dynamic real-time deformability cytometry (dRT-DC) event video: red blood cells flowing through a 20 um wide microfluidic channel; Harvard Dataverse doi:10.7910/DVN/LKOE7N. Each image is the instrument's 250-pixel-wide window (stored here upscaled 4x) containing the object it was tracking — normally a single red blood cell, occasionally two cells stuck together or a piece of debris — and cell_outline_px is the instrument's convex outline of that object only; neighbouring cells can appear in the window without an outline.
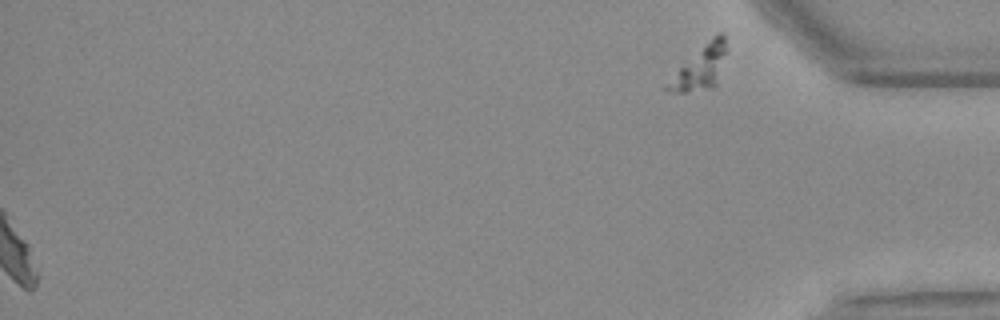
{"species": "Egyptian fruit bat (a non-hibernating species)", "species_latin": "Rousettus aegyptiacus", "temperature_condition": "warm", "stored_images_in_passage": 40, "segment_of_instrument_passage": [2, 2], "camera_frame_rate_fps": 3000, "um_per_image_px": 0.085, "animal": {"sex": "female"}, "frame": {"image": 1, "passage_image": 40, "time_ms": 13.0, "image_size_px": [1000, 320], "cell_outline_px": [[724, 52], [716, 84], [712, 88], [684, 92], [676, 92], [664, 88], [680, 68], [716, 32], [724, 32]], "centroid_in_image_um": [59.54, 5.73], "position_along_channel_um": 375.7, "area_um2": 13.87}}